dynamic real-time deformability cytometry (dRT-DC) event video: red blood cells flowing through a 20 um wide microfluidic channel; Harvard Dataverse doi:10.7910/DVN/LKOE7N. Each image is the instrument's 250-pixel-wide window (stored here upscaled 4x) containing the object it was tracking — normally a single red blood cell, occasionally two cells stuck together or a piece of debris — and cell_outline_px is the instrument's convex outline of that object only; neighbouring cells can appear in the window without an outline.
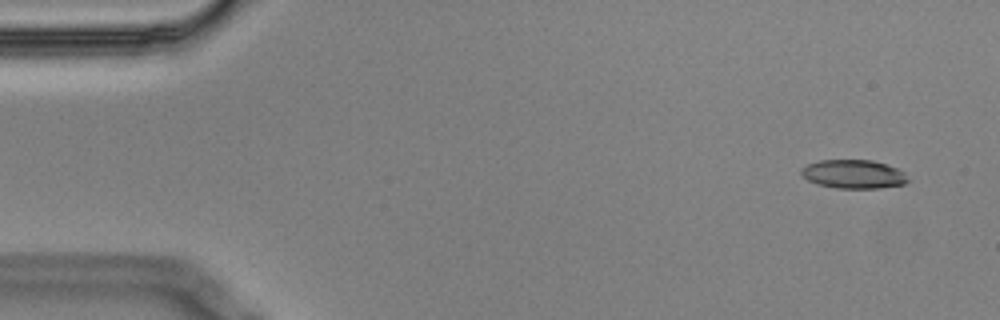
{"species": "Egyptian fruit bat (a non-hibernating species)", "species_latin": "Rousettus aegyptiacus", "temperature_condition": "cold", "stored_images_in_passage": 4, "camera_frame_rate_fps": 3000, "um_per_image_px": 0.085, "animal": {"sex": "male"}, "frame": {"image": 1, "passage_image": 1, "time_ms": 0.0, "image_size_px": [1000, 320], "cell_outline_px": [[912, 180], [904, 184], [880, 188], [836, 188], [816, 184], [808, 180], [800, 172], [800, 168], [808, 164], [820, 160], [872, 160], [896, 168], [904, 172]], "centroid_in_image_um": [72.57, 14.81], "position_along_channel_um": 12.4, "area_um2": 17.92}}